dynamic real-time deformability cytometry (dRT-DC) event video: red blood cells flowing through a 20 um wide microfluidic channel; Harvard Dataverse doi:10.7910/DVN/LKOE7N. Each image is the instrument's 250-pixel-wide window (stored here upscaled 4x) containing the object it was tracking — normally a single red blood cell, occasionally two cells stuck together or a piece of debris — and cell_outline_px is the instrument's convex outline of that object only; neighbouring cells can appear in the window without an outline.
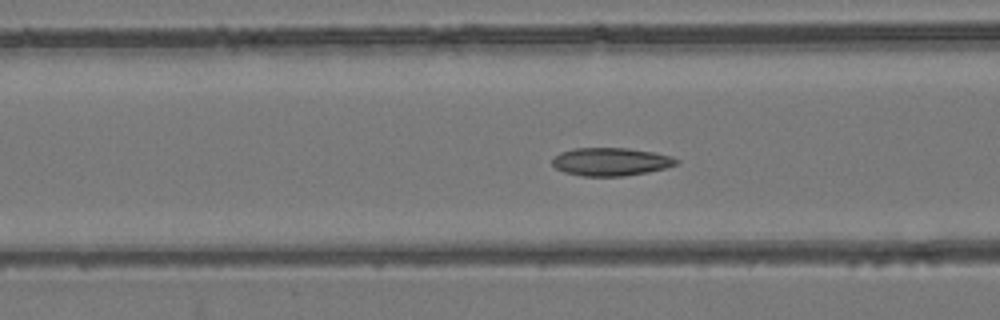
{"species": "common noctule bat (a hibernating species)", "species_latin": "Nyctalus noctula", "temperature_condition": "room temperature", "stored_images_in_passage": 50, "camera_frame_rate_fps": 3000, "um_per_image_px": 0.085, "animal": {"sex": "female", "body_mass_g": 24.6, "forearm_length_mm": 56.2}, "frame": {"image": 1, "passage_image": 17, "time_ms": 5.333, "image_size_px": [1000, 320], "cell_outline_px": [[680, 160], [676, 164], [664, 168], [648, 172], [624, 176], [584, 176], [564, 172], [556, 168], [552, 164], [552, 160], [560, 152], [576, 148], [628, 148], [656, 152], [672, 156]], "centroid_in_image_um": [51.94, 13.74], "position_along_channel_um": 114.7, "area_um2": 20.29}}
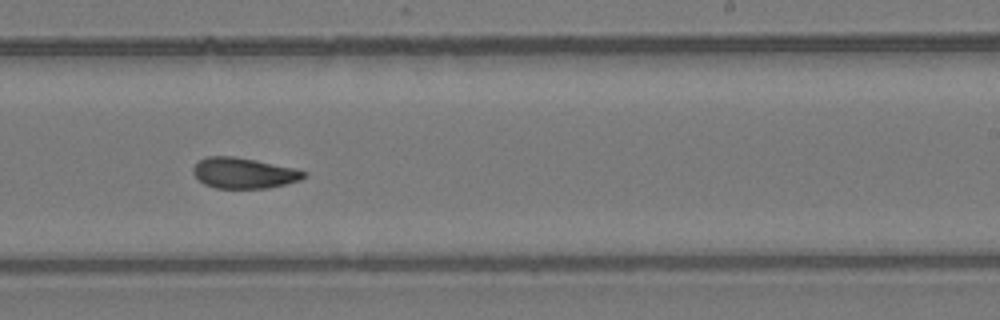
{"frame": {"image": 2, "passage_image": 29, "time_ms": 9.333, "image_size_px": [1000, 320], "cell_outline_px": [[308, 176], [300, 180], [268, 188], [216, 188], [204, 184], [192, 172], [192, 168], [200, 160], [208, 156], [232, 156], [256, 160], [296, 168], [308, 172]], "centroid_in_image_um": [20.76, 14.7], "position_along_channel_um": 268.2, "area_um2": 19.83}}
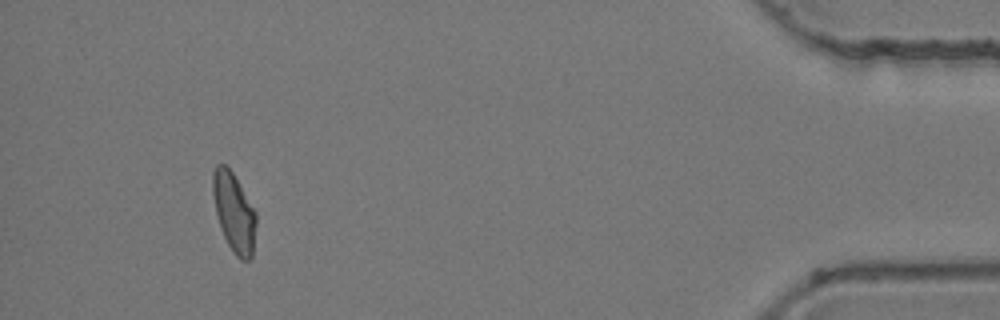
{"frame": {"image": 3, "passage_image": 46, "time_ms": 15.0, "image_size_px": [1000, 320], "cell_outline_px": [[256, 224], [252, 256], [248, 260], [240, 260], [232, 252], [224, 236], [216, 212], [212, 192], [212, 172], [216, 164], [224, 164], [232, 172], [256, 212]], "centroid_in_image_um": [19.88, 18.05], "position_along_channel_um": 415.3, "area_um2": 19.77}, "authors_computed_cell_mechanics": {"area_um2": 20.1433, "velocity_mm_per_s": 3.8365, "shape_relaxation_time_tau1_ms": null, "shape_relaxation_time_tau2_ms": 2.9091, "deformation_change_tau1": null, "deformation_change_tau2": 0.0823}}